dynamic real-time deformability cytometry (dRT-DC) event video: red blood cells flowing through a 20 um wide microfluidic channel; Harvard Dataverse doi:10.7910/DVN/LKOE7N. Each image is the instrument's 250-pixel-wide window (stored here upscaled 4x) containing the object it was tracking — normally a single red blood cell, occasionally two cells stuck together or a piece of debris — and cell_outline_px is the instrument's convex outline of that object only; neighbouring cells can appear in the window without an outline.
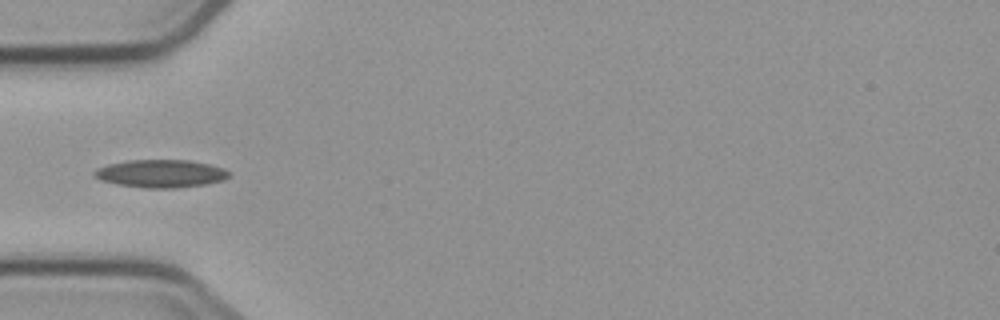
{"species": "common noctule bat (a hibernating species)", "species_latin": "Nyctalus noctula", "temperature_condition": "cold", "stored_images_in_passage": 4, "camera_frame_rate_fps": 3000, "um_per_image_px": 0.085, "animal": {"sex": "male", "body_mass_g": 23.1, "forearm_length_mm": 52.7}, "frame": {"image": 1, "passage_image": 4, "time_ms": 4.667, "image_size_px": [1000, 320], "cell_outline_px": [[232, 176], [224, 180], [204, 184], [176, 188], [148, 188], [120, 184], [100, 180], [92, 176], [92, 172], [96, 168], [108, 164], [128, 160], [188, 160], [208, 164], [224, 168], [232, 172]], "centroid_in_image_um": [13.68, 14.75], "position_along_channel_um": 71.3, "area_um2": 21.96}}